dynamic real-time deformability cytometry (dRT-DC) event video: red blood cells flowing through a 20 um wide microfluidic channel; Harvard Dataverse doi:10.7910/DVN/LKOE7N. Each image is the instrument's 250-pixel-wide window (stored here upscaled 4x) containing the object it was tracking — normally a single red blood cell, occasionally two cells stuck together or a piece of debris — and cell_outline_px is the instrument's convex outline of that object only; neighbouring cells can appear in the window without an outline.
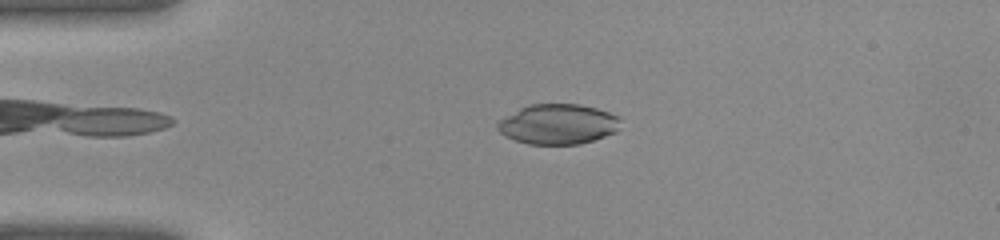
{"species": "common noctule bat (a hibernating species)", "species_latin": "Nyctalus noctula", "temperature_condition": "warm", "stored_images_in_passage": 39, "camera_frame_rate_fps": 3000, "um_per_image_px": 0.085, "animal": {"sex": "female", "body_mass_g": 22.0, "forearm_length_mm": 56.7}, "frame": {"image": 1, "passage_image": 8, "time_ms": 2.333, "image_size_px": [1000, 240], "cell_outline_px": [[620, 120], [616, 132], [580, 144], [528, 144], [504, 136], [496, 128], [496, 124], [500, 120], [520, 108], [532, 104], [580, 104], [596, 108], [608, 112], [616, 116]], "centroid_in_image_um": [47.41, 10.55], "position_along_channel_um": 37.6, "area_um2": 28.5}}
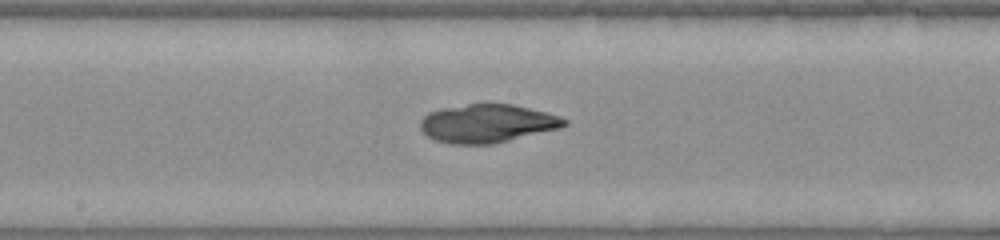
{"frame": {"image": 2, "passage_image": 20, "time_ms": 6.333, "image_size_px": [1000, 240], "cell_outline_px": [[568, 124], [560, 128], [492, 144], [448, 144], [436, 140], [428, 136], [420, 128], [420, 120], [428, 112], [444, 108], [488, 100], [512, 104], [560, 116], [568, 120]], "centroid_in_image_um": [41.41, 10.46], "position_along_channel_um": 206.8, "area_um2": 32.66}}
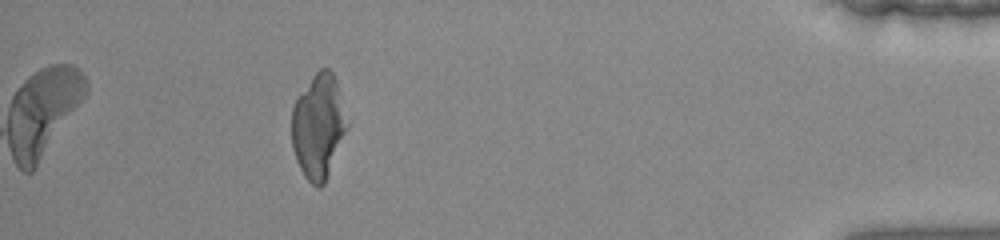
{"frame": {"image": 3, "passage_image": 35, "time_ms": 11.333, "image_size_px": [1000, 240], "cell_outline_px": [[348, 128], [324, 184], [320, 188], [316, 188], [304, 176], [296, 160], [292, 148], [292, 108], [296, 96], [312, 76], [320, 68], [328, 68], [332, 72], [336, 80], [348, 124]], "centroid_in_image_um": [27.04, 10.73], "position_along_channel_um": 408.2, "area_um2": 33.76}}